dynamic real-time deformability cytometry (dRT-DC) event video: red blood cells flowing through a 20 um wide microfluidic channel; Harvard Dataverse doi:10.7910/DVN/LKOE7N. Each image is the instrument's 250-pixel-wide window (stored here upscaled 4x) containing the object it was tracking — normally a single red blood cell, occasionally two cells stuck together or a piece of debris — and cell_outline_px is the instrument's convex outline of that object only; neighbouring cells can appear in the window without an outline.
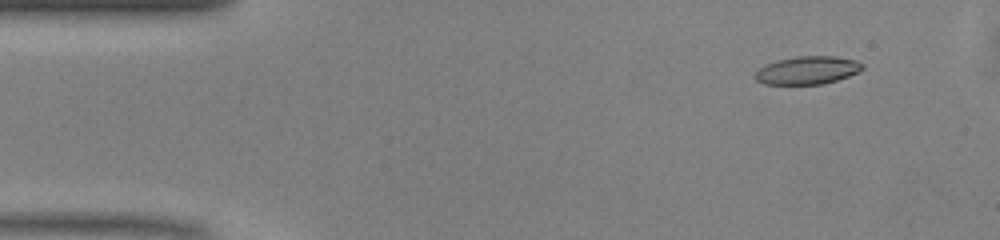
{"species": "common noctule bat (a hibernating species)", "species_latin": "Nyctalus noctula", "temperature_condition": "warm", "stored_images_in_passage": 11, "camera_frame_rate_fps": 3000, "um_per_image_px": 0.085, "animal": {"sex": "male", "body_mass_g": 13.0, "forearm_length_mm": 53.1}, "frame": {"image": 1, "passage_image": 5, "time_ms": 1.333, "image_size_px": [1000, 240], "cell_outline_px": [[864, 68], [860, 72], [824, 84], [764, 84], [756, 80], [752, 76], [764, 64], [776, 60], [796, 56], [836, 56], [856, 60], [864, 64]], "centroid_in_image_um": [68.63, 5.96], "position_along_channel_um": 16.4, "area_um2": 17.74}}